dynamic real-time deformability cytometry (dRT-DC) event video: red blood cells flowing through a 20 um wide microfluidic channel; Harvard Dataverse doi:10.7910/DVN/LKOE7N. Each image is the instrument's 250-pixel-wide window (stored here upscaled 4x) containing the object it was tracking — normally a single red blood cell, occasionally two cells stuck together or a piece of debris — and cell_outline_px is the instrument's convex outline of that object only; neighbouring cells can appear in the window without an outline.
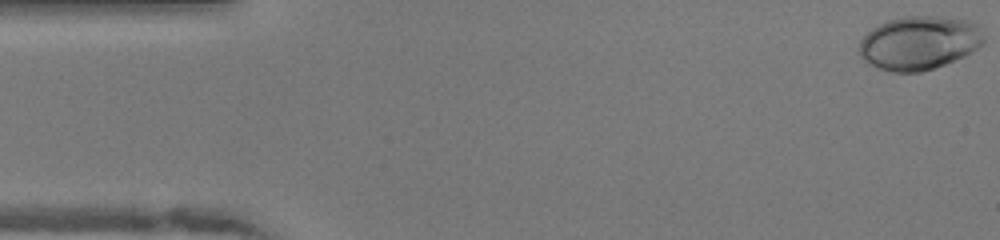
{"species": "human", "species_latin": "Homo sapiens", "temperature_condition": "warm", "stored_images_in_passage": 49, "camera_frame_rate_fps": 3000, "um_per_image_px": 0.085, "donor": {"sex": "female"}, "frame": {"image": 1, "passage_image": 1, "time_ms": 0.0, "image_size_px": [1000, 240], "cell_outline_px": [[984, 44], [964, 56], [944, 64], [920, 72], [892, 72], [876, 68], [868, 64], [860, 56], [860, 40], [872, 28], [888, 20], [908, 16], [936, 16], [968, 20], [976, 24], [984, 36]], "centroid_in_image_um": [78.12, 3.65], "position_along_channel_um": 6.9, "area_um2": 38.9}}
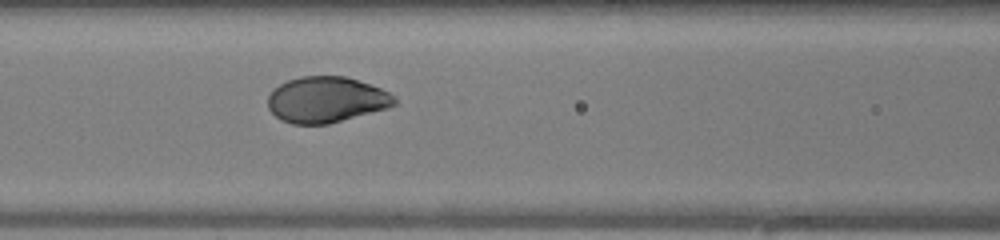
{"frame": {"image": 2, "passage_image": 20, "time_ms": 6.333, "image_size_px": [1000, 240], "cell_outline_px": [[396, 104], [388, 108], [328, 124], [292, 124], [280, 120], [268, 108], [268, 96], [280, 84], [288, 80], [300, 76], [344, 76], [380, 88], [396, 96]], "centroid_in_image_um": [27.73, 8.48], "position_along_channel_um": 138.9, "area_um2": 33.7}}
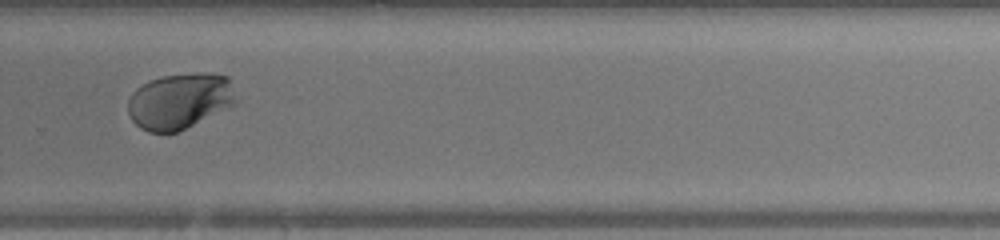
{"frame": {"image": 3, "passage_image": 33, "time_ms": 10.667, "image_size_px": [1000, 240], "cell_outline_px": [[236, 104], [176, 132], [148, 132], [140, 128], [132, 120], [128, 112], [128, 100], [132, 92], [136, 88], [148, 80], [160, 76], [196, 72], [228, 76]], "centroid_in_image_um": [15.22, 8.57], "position_along_channel_um": 314.6, "area_um2": 34.91}, "authors_computed_cell_mechanics": {"area_um2": 34.969, "velocity_mm_per_s": 4.0669, "shape_relaxation_time_tau1_ms": 2.4519, "shape_relaxation_time_tau2_ms": null, "deformation_change_tau1": 0.1705, "deformation_change_tau2": null}}